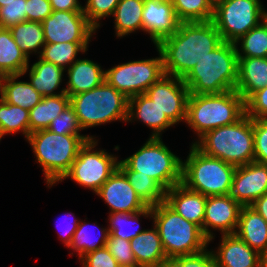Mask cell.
<instances>
[{
  "label": "cell",
  "mask_w": 267,
  "mask_h": 267,
  "mask_svg": "<svg viewBox=\"0 0 267 267\" xmlns=\"http://www.w3.org/2000/svg\"><path fill=\"white\" fill-rule=\"evenodd\" d=\"M222 42L212 20L180 22L177 31L161 40L156 48L162 55L165 74L183 79Z\"/></svg>",
  "instance_id": "6da1fadb"
},
{
  "label": "cell",
  "mask_w": 267,
  "mask_h": 267,
  "mask_svg": "<svg viewBox=\"0 0 267 267\" xmlns=\"http://www.w3.org/2000/svg\"><path fill=\"white\" fill-rule=\"evenodd\" d=\"M235 43L223 41L183 78L191 94H220L235 90L238 78Z\"/></svg>",
  "instance_id": "7a4b0ae2"
},
{
  "label": "cell",
  "mask_w": 267,
  "mask_h": 267,
  "mask_svg": "<svg viewBox=\"0 0 267 267\" xmlns=\"http://www.w3.org/2000/svg\"><path fill=\"white\" fill-rule=\"evenodd\" d=\"M192 143L202 153L241 166L254 161L253 119L246 114L237 122L206 132Z\"/></svg>",
  "instance_id": "3957f363"
},
{
  "label": "cell",
  "mask_w": 267,
  "mask_h": 267,
  "mask_svg": "<svg viewBox=\"0 0 267 267\" xmlns=\"http://www.w3.org/2000/svg\"><path fill=\"white\" fill-rule=\"evenodd\" d=\"M245 115V100L236 91L220 94H191L185 122L200 138L206 132L234 124Z\"/></svg>",
  "instance_id": "277c9868"
},
{
  "label": "cell",
  "mask_w": 267,
  "mask_h": 267,
  "mask_svg": "<svg viewBox=\"0 0 267 267\" xmlns=\"http://www.w3.org/2000/svg\"><path fill=\"white\" fill-rule=\"evenodd\" d=\"M27 141L31 144L50 186L63 180L79 149L86 143L79 135H60L48 129L29 134Z\"/></svg>",
  "instance_id": "5b68a950"
},
{
  "label": "cell",
  "mask_w": 267,
  "mask_h": 267,
  "mask_svg": "<svg viewBox=\"0 0 267 267\" xmlns=\"http://www.w3.org/2000/svg\"><path fill=\"white\" fill-rule=\"evenodd\" d=\"M152 219L168 260L202 252L209 243L198 225L187 221L165 202L152 206Z\"/></svg>",
  "instance_id": "8992f818"
},
{
  "label": "cell",
  "mask_w": 267,
  "mask_h": 267,
  "mask_svg": "<svg viewBox=\"0 0 267 267\" xmlns=\"http://www.w3.org/2000/svg\"><path fill=\"white\" fill-rule=\"evenodd\" d=\"M121 171H135L149 176L165 191L182 182L183 161L160 138H149L132 156L120 160Z\"/></svg>",
  "instance_id": "52a82bcc"
},
{
  "label": "cell",
  "mask_w": 267,
  "mask_h": 267,
  "mask_svg": "<svg viewBox=\"0 0 267 267\" xmlns=\"http://www.w3.org/2000/svg\"><path fill=\"white\" fill-rule=\"evenodd\" d=\"M236 166L202 153L193 144L182 168V184L204 196L229 195Z\"/></svg>",
  "instance_id": "ba28073f"
},
{
  "label": "cell",
  "mask_w": 267,
  "mask_h": 267,
  "mask_svg": "<svg viewBox=\"0 0 267 267\" xmlns=\"http://www.w3.org/2000/svg\"><path fill=\"white\" fill-rule=\"evenodd\" d=\"M128 100L122 92L104 81L100 86L70 96L80 127L83 129L128 118Z\"/></svg>",
  "instance_id": "9c48e42d"
},
{
  "label": "cell",
  "mask_w": 267,
  "mask_h": 267,
  "mask_svg": "<svg viewBox=\"0 0 267 267\" xmlns=\"http://www.w3.org/2000/svg\"><path fill=\"white\" fill-rule=\"evenodd\" d=\"M260 0H226L214 9L212 22L223 41L236 43L266 19Z\"/></svg>",
  "instance_id": "30bf717a"
},
{
  "label": "cell",
  "mask_w": 267,
  "mask_h": 267,
  "mask_svg": "<svg viewBox=\"0 0 267 267\" xmlns=\"http://www.w3.org/2000/svg\"><path fill=\"white\" fill-rule=\"evenodd\" d=\"M157 51V58L131 61L106 70L105 81L127 98L145 93L165 75L162 55Z\"/></svg>",
  "instance_id": "8fae6325"
},
{
  "label": "cell",
  "mask_w": 267,
  "mask_h": 267,
  "mask_svg": "<svg viewBox=\"0 0 267 267\" xmlns=\"http://www.w3.org/2000/svg\"><path fill=\"white\" fill-rule=\"evenodd\" d=\"M90 139L78 151L70 171L63 179L71 178L77 184L89 188L95 193L118 168L117 157L105 150H94L97 141Z\"/></svg>",
  "instance_id": "7c38bea8"
},
{
  "label": "cell",
  "mask_w": 267,
  "mask_h": 267,
  "mask_svg": "<svg viewBox=\"0 0 267 267\" xmlns=\"http://www.w3.org/2000/svg\"><path fill=\"white\" fill-rule=\"evenodd\" d=\"M41 24L45 43H89L96 30L83 11H53Z\"/></svg>",
  "instance_id": "4fadbf2b"
},
{
  "label": "cell",
  "mask_w": 267,
  "mask_h": 267,
  "mask_svg": "<svg viewBox=\"0 0 267 267\" xmlns=\"http://www.w3.org/2000/svg\"><path fill=\"white\" fill-rule=\"evenodd\" d=\"M145 94L174 124L186 120L190 92L183 79L165 74Z\"/></svg>",
  "instance_id": "5bb4252c"
},
{
  "label": "cell",
  "mask_w": 267,
  "mask_h": 267,
  "mask_svg": "<svg viewBox=\"0 0 267 267\" xmlns=\"http://www.w3.org/2000/svg\"><path fill=\"white\" fill-rule=\"evenodd\" d=\"M242 207L230 194L207 196L203 234L209 242L214 237L208 227L219 230L223 235L235 234Z\"/></svg>",
  "instance_id": "9a60e30c"
},
{
  "label": "cell",
  "mask_w": 267,
  "mask_h": 267,
  "mask_svg": "<svg viewBox=\"0 0 267 267\" xmlns=\"http://www.w3.org/2000/svg\"><path fill=\"white\" fill-rule=\"evenodd\" d=\"M96 194L110 206V213H136L148 207L119 168L99 188Z\"/></svg>",
  "instance_id": "2e32d148"
},
{
  "label": "cell",
  "mask_w": 267,
  "mask_h": 267,
  "mask_svg": "<svg viewBox=\"0 0 267 267\" xmlns=\"http://www.w3.org/2000/svg\"><path fill=\"white\" fill-rule=\"evenodd\" d=\"M267 193V165L250 162L236 167L230 195L242 206H250Z\"/></svg>",
  "instance_id": "e0dca14e"
},
{
  "label": "cell",
  "mask_w": 267,
  "mask_h": 267,
  "mask_svg": "<svg viewBox=\"0 0 267 267\" xmlns=\"http://www.w3.org/2000/svg\"><path fill=\"white\" fill-rule=\"evenodd\" d=\"M171 0H144L142 30L155 45L173 35L179 26Z\"/></svg>",
  "instance_id": "ac0fdd59"
},
{
  "label": "cell",
  "mask_w": 267,
  "mask_h": 267,
  "mask_svg": "<svg viewBox=\"0 0 267 267\" xmlns=\"http://www.w3.org/2000/svg\"><path fill=\"white\" fill-rule=\"evenodd\" d=\"M207 196L179 183L165 192V203L187 221L198 225L203 232Z\"/></svg>",
  "instance_id": "d6986e66"
},
{
  "label": "cell",
  "mask_w": 267,
  "mask_h": 267,
  "mask_svg": "<svg viewBox=\"0 0 267 267\" xmlns=\"http://www.w3.org/2000/svg\"><path fill=\"white\" fill-rule=\"evenodd\" d=\"M221 238L218 250L212 251L217 267H261V255L236 234Z\"/></svg>",
  "instance_id": "ffe728a7"
},
{
  "label": "cell",
  "mask_w": 267,
  "mask_h": 267,
  "mask_svg": "<svg viewBox=\"0 0 267 267\" xmlns=\"http://www.w3.org/2000/svg\"><path fill=\"white\" fill-rule=\"evenodd\" d=\"M139 267H164L168 258L163 249L158 229L145 230L130 241Z\"/></svg>",
  "instance_id": "44dd1931"
},
{
  "label": "cell",
  "mask_w": 267,
  "mask_h": 267,
  "mask_svg": "<svg viewBox=\"0 0 267 267\" xmlns=\"http://www.w3.org/2000/svg\"><path fill=\"white\" fill-rule=\"evenodd\" d=\"M134 118L152 128L151 138H160L162 131L174 125L165 112H162L145 93L132 96L128 100L127 121L134 120Z\"/></svg>",
  "instance_id": "7402d4cb"
},
{
  "label": "cell",
  "mask_w": 267,
  "mask_h": 267,
  "mask_svg": "<svg viewBox=\"0 0 267 267\" xmlns=\"http://www.w3.org/2000/svg\"><path fill=\"white\" fill-rule=\"evenodd\" d=\"M238 58V78L235 90L246 101L254 92L267 86V58Z\"/></svg>",
  "instance_id": "603a6c76"
},
{
  "label": "cell",
  "mask_w": 267,
  "mask_h": 267,
  "mask_svg": "<svg viewBox=\"0 0 267 267\" xmlns=\"http://www.w3.org/2000/svg\"><path fill=\"white\" fill-rule=\"evenodd\" d=\"M235 234L260 255L267 251V221L251 206L242 207Z\"/></svg>",
  "instance_id": "cb8c5ba5"
},
{
  "label": "cell",
  "mask_w": 267,
  "mask_h": 267,
  "mask_svg": "<svg viewBox=\"0 0 267 267\" xmlns=\"http://www.w3.org/2000/svg\"><path fill=\"white\" fill-rule=\"evenodd\" d=\"M67 71L69 81L64 89L69 97L94 89L105 81V71L88 59H77Z\"/></svg>",
  "instance_id": "d4e9b609"
},
{
  "label": "cell",
  "mask_w": 267,
  "mask_h": 267,
  "mask_svg": "<svg viewBox=\"0 0 267 267\" xmlns=\"http://www.w3.org/2000/svg\"><path fill=\"white\" fill-rule=\"evenodd\" d=\"M29 59L21 51L7 28H0V72L23 76L29 69Z\"/></svg>",
  "instance_id": "484cf974"
},
{
  "label": "cell",
  "mask_w": 267,
  "mask_h": 267,
  "mask_svg": "<svg viewBox=\"0 0 267 267\" xmlns=\"http://www.w3.org/2000/svg\"><path fill=\"white\" fill-rule=\"evenodd\" d=\"M29 71V83L42 97L65 93V89L58 94L54 92L62 82L63 68L39 58L38 62L31 65Z\"/></svg>",
  "instance_id": "4316f807"
},
{
  "label": "cell",
  "mask_w": 267,
  "mask_h": 267,
  "mask_svg": "<svg viewBox=\"0 0 267 267\" xmlns=\"http://www.w3.org/2000/svg\"><path fill=\"white\" fill-rule=\"evenodd\" d=\"M70 105V97L64 93L42 97L41 101L29 110L30 134L45 130L51 121Z\"/></svg>",
  "instance_id": "83f0119b"
},
{
  "label": "cell",
  "mask_w": 267,
  "mask_h": 267,
  "mask_svg": "<svg viewBox=\"0 0 267 267\" xmlns=\"http://www.w3.org/2000/svg\"><path fill=\"white\" fill-rule=\"evenodd\" d=\"M20 75H5L2 82V95L0 96L6 103L20 106L30 110L42 99L29 82L17 81Z\"/></svg>",
  "instance_id": "f1b7e54d"
},
{
  "label": "cell",
  "mask_w": 267,
  "mask_h": 267,
  "mask_svg": "<svg viewBox=\"0 0 267 267\" xmlns=\"http://www.w3.org/2000/svg\"><path fill=\"white\" fill-rule=\"evenodd\" d=\"M144 0H119L113 14L117 37L142 30Z\"/></svg>",
  "instance_id": "f546056e"
},
{
  "label": "cell",
  "mask_w": 267,
  "mask_h": 267,
  "mask_svg": "<svg viewBox=\"0 0 267 267\" xmlns=\"http://www.w3.org/2000/svg\"><path fill=\"white\" fill-rule=\"evenodd\" d=\"M18 47L29 59V54L44 47L45 36L40 22L24 21L9 28Z\"/></svg>",
  "instance_id": "4dcf8cb0"
},
{
  "label": "cell",
  "mask_w": 267,
  "mask_h": 267,
  "mask_svg": "<svg viewBox=\"0 0 267 267\" xmlns=\"http://www.w3.org/2000/svg\"><path fill=\"white\" fill-rule=\"evenodd\" d=\"M88 43H46L42 48L39 58L53 63L65 70L66 66H70L76 61V55L78 52L86 53ZM70 64V65H68Z\"/></svg>",
  "instance_id": "1f68e13d"
},
{
  "label": "cell",
  "mask_w": 267,
  "mask_h": 267,
  "mask_svg": "<svg viewBox=\"0 0 267 267\" xmlns=\"http://www.w3.org/2000/svg\"><path fill=\"white\" fill-rule=\"evenodd\" d=\"M238 42L241 43L240 49ZM235 45L238 57L267 58V16L257 27L252 28L237 40Z\"/></svg>",
  "instance_id": "d6a6232c"
},
{
  "label": "cell",
  "mask_w": 267,
  "mask_h": 267,
  "mask_svg": "<svg viewBox=\"0 0 267 267\" xmlns=\"http://www.w3.org/2000/svg\"><path fill=\"white\" fill-rule=\"evenodd\" d=\"M0 129L4 134L21 131L27 139L30 134L29 110L6 103L0 97Z\"/></svg>",
  "instance_id": "836d02e7"
},
{
  "label": "cell",
  "mask_w": 267,
  "mask_h": 267,
  "mask_svg": "<svg viewBox=\"0 0 267 267\" xmlns=\"http://www.w3.org/2000/svg\"><path fill=\"white\" fill-rule=\"evenodd\" d=\"M137 195L147 206L165 202V190L149 176L138 175L135 171H122Z\"/></svg>",
  "instance_id": "e575fe53"
},
{
  "label": "cell",
  "mask_w": 267,
  "mask_h": 267,
  "mask_svg": "<svg viewBox=\"0 0 267 267\" xmlns=\"http://www.w3.org/2000/svg\"><path fill=\"white\" fill-rule=\"evenodd\" d=\"M140 215L145 216V217H149V216L152 217V207L148 206L146 209L136 212V213H122V212L110 213L109 222L111 225L108 228L109 234H111L113 237L122 238L124 240L131 241L138 234L144 231V230H141L140 228L134 231L128 230V229H131L129 227H131L130 225L132 223L134 224V222L138 223L139 225Z\"/></svg>",
  "instance_id": "d590c367"
},
{
  "label": "cell",
  "mask_w": 267,
  "mask_h": 267,
  "mask_svg": "<svg viewBox=\"0 0 267 267\" xmlns=\"http://www.w3.org/2000/svg\"><path fill=\"white\" fill-rule=\"evenodd\" d=\"M180 22L210 21L214 9L207 0H171Z\"/></svg>",
  "instance_id": "8d00e7d4"
},
{
  "label": "cell",
  "mask_w": 267,
  "mask_h": 267,
  "mask_svg": "<svg viewBox=\"0 0 267 267\" xmlns=\"http://www.w3.org/2000/svg\"><path fill=\"white\" fill-rule=\"evenodd\" d=\"M90 228H88V223L79 222V225L73 235L71 244L69 248L78 252L80 259L87 253L95 251L97 249L103 248L107 244L109 237L108 229H100L102 231L100 237L96 239L92 238V234L89 233ZM100 240V241H99ZM100 243V244H99Z\"/></svg>",
  "instance_id": "74e56055"
},
{
  "label": "cell",
  "mask_w": 267,
  "mask_h": 267,
  "mask_svg": "<svg viewBox=\"0 0 267 267\" xmlns=\"http://www.w3.org/2000/svg\"><path fill=\"white\" fill-rule=\"evenodd\" d=\"M51 132L60 135H79L85 142L95 137L80 135L82 128L79 125L77 115L71 105L66 107L55 119H53L47 128Z\"/></svg>",
  "instance_id": "f35d334b"
},
{
  "label": "cell",
  "mask_w": 267,
  "mask_h": 267,
  "mask_svg": "<svg viewBox=\"0 0 267 267\" xmlns=\"http://www.w3.org/2000/svg\"><path fill=\"white\" fill-rule=\"evenodd\" d=\"M106 247L120 267H139L132 252L130 241L109 234Z\"/></svg>",
  "instance_id": "ab89813d"
},
{
  "label": "cell",
  "mask_w": 267,
  "mask_h": 267,
  "mask_svg": "<svg viewBox=\"0 0 267 267\" xmlns=\"http://www.w3.org/2000/svg\"><path fill=\"white\" fill-rule=\"evenodd\" d=\"M118 3L119 0H87L83 12L88 22L97 29L100 27L98 21L106 16L113 15Z\"/></svg>",
  "instance_id": "60d3db41"
},
{
  "label": "cell",
  "mask_w": 267,
  "mask_h": 267,
  "mask_svg": "<svg viewBox=\"0 0 267 267\" xmlns=\"http://www.w3.org/2000/svg\"><path fill=\"white\" fill-rule=\"evenodd\" d=\"M26 21V0H14L0 7V28H11Z\"/></svg>",
  "instance_id": "b9f144b4"
},
{
  "label": "cell",
  "mask_w": 267,
  "mask_h": 267,
  "mask_svg": "<svg viewBox=\"0 0 267 267\" xmlns=\"http://www.w3.org/2000/svg\"><path fill=\"white\" fill-rule=\"evenodd\" d=\"M202 252L177 256L170 259L167 263L168 267H217L212 251Z\"/></svg>",
  "instance_id": "7bdbcfd3"
},
{
  "label": "cell",
  "mask_w": 267,
  "mask_h": 267,
  "mask_svg": "<svg viewBox=\"0 0 267 267\" xmlns=\"http://www.w3.org/2000/svg\"><path fill=\"white\" fill-rule=\"evenodd\" d=\"M254 161L267 165V119H253Z\"/></svg>",
  "instance_id": "ee69618b"
},
{
  "label": "cell",
  "mask_w": 267,
  "mask_h": 267,
  "mask_svg": "<svg viewBox=\"0 0 267 267\" xmlns=\"http://www.w3.org/2000/svg\"><path fill=\"white\" fill-rule=\"evenodd\" d=\"M245 114L252 119H267V86L245 101Z\"/></svg>",
  "instance_id": "f6af8a7d"
},
{
  "label": "cell",
  "mask_w": 267,
  "mask_h": 267,
  "mask_svg": "<svg viewBox=\"0 0 267 267\" xmlns=\"http://www.w3.org/2000/svg\"><path fill=\"white\" fill-rule=\"evenodd\" d=\"M80 260L84 267H120L106 246L85 254Z\"/></svg>",
  "instance_id": "bcb514c9"
},
{
  "label": "cell",
  "mask_w": 267,
  "mask_h": 267,
  "mask_svg": "<svg viewBox=\"0 0 267 267\" xmlns=\"http://www.w3.org/2000/svg\"><path fill=\"white\" fill-rule=\"evenodd\" d=\"M52 12L49 0H26V21L42 23Z\"/></svg>",
  "instance_id": "7dc6e473"
},
{
  "label": "cell",
  "mask_w": 267,
  "mask_h": 267,
  "mask_svg": "<svg viewBox=\"0 0 267 267\" xmlns=\"http://www.w3.org/2000/svg\"><path fill=\"white\" fill-rule=\"evenodd\" d=\"M53 11H83L78 0H49Z\"/></svg>",
  "instance_id": "c3c4849f"
},
{
  "label": "cell",
  "mask_w": 267,
  "mask_h": 267,
  "mask_svg": "<svg viewBox=\"0 0 267 267\" xmlns=\"http://www.w3.org/2000/svg\"><path fill=\"white\" fill-rule=\"evenodd\" d=\"M68 216H70V213L68 214ZM68 221V220H67ZM80 221H77L76 219L74 220V222H70L67 223V225L65 226V228H63L64 230H61V234L62 235V241L64 242V244L66 245V247H68L71 244L73 235L79 225Z\"/></svg>",
  "instance_id": "681fc988"
},
{
  "label": "cell",
  "mask_w": 267,
  "mask_h": 267,
  "mask_svg": "<svg viewBox=\"0 0 267 267\" xmlns=\"http://www.w3.org/2000/svg\"><path fill=\"white\" fill-rule=\"evenodd\" d=\"M250 206L267 221V193L256 199Z\"/></svg>",
  "instance_id": "f907efd6"
},
{
  "label": "cell",
  "mask_w": 267,
  "mask_h": 267,
  "mask_svg": "<svg viewBox=\"0 0 267 267\" xmlns=\"http://www.w3.org/2000/svg\"><path fill=\"white\" fill-rule=\"evenodd\" d=\"M226 0H207V2L209 3V5L215 9L217 6H219L220 4H222L223 2H225Z\"/></svg>",
  "instance_id": "816d5d0a"
},
{
  "label": "cell",
  "mask_w": 267,
  "mask_h": 267,
  "mask_svg": "<svg viewBox=\"0 0 267 267\" xmlns=\"http://www.w3.org/2000/svg\"><path fill=\"white\" fill-rule=\"evenodd\" d=\"M261 267H267V251L261 255Z\"/></svg>",
  "instance_id": "f5cc1de1"
},
{
  "label": "cell",
  "mask_w": 267,
  "mask_h": 267,
  "mask_svg": "<svg viewBox=\"0 0 267 267\" xmlns=\"http://www.w3.org/2000/svg\"><path fill=\"white\" fill-rule=\"evenodd\" d=\"M4 75L0 72V95H2V82H3Z\"/></svg>",
  "instance_id": "db71d44e"
},
{
  "label": "cell",
  "mask_w": 267,
  "mask_h": 267,
  "mask_svg": "<svg viewBox=\"0 0 267 267\" xmlns=\"http://www.w3.org/2000/svg\"><path fill=\"white\" fill-rule=\"evenodd\" d=\"M11 1H14V0H0V7L6 6V3H10Z\"/></svg>",
  "instance_id": "11a10c76"
},
{
  "label": "cell",
  "mask_w": 267,
  "mask_h": 267,
  "mask_svg": "<svg viewBox=\"0 0 267 267\" xmlns=\"http://www.w3.org/2000/svg\"><path fill=\"white\" fill-rule=\"evenodd\" d=\"M4 135H5L4 132L0 129V140Z\"/></svg>",
  "instance_id": "9f6ffc18"
}]
</instances>
